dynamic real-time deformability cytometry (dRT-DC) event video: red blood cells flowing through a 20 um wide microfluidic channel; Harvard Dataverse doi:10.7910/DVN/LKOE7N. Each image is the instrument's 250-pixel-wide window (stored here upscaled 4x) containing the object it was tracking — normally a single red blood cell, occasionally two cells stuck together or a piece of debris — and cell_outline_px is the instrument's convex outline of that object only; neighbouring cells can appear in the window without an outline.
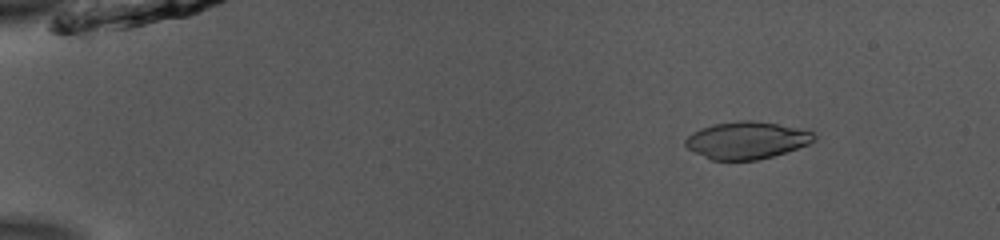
{"species": "common noctule bat (a hibernating species)", "species_latin": "Nyctalus noctula", "temperature_condition": "room temperature", "stored_images_in_passage": 52, "camera_frame_rate_fps": 3000, "um_per_image_px": 0.085, "animal": {"sex": "male", "body_mass_g": 13.0, "forearm_length_mm": 53.1}, "frame": {"image": 1, "passage_image": 7, "time_ms": 2.0, "image_size_px": [1000, 240], "cell_outline_px": [[820, 132], [816, 140], [808, 144], [772, 156], [756, 160], [712, 160], [688, 148], [684, 144], [684, 140], [692, 132], [700, 128], [716, 124], [736, 120], [752, 120], [776, 124]], "centroid_in_image_um": [63.51, 11.91], "position_along_channel_um": 21.5, "area_um2": 27.92}}
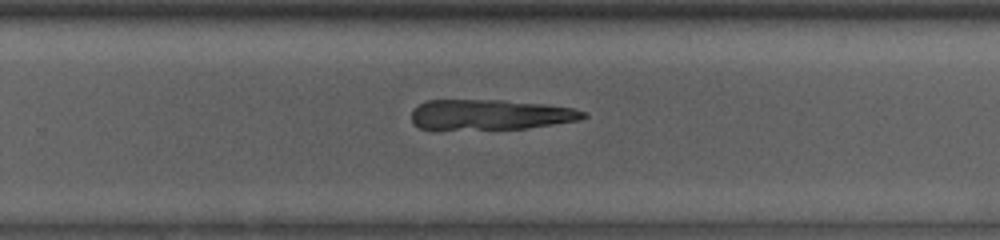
{"frame": {"image": 2, "passage_image": 35, "time_ms": 11.333, "image_size_px": [1000, 240], "cell_outline_px": [[588, 116], [580, 120], [528, 128], [436, 132], [432, 132], [420, 128], [412, 124], [412, 112], [420, 104], [428, 100], [500, 100], [540, 104], [572, 108], [584, 112]], "centroid_in_image_um": [41.55, 9.8], "position_along_channel_um": 288.2, "area_um2": 31.21}}
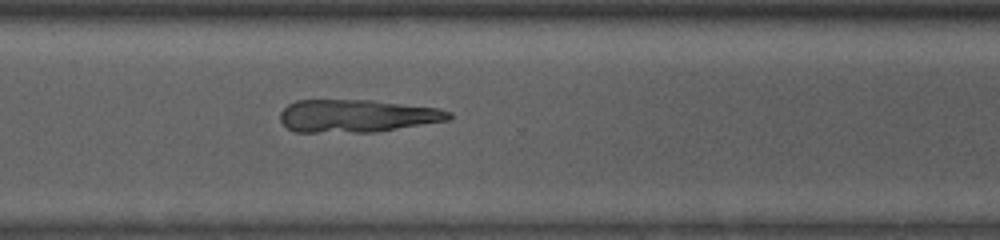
{"frame": {"image": 3, "passage_image": 39, "time_ms": 12.667, "image_size_px": [1000, 240], "cell_outline_px": [[452, 116], [448, 120], [376, 132], [296, 132], [288, 128], [280, 120], [280, 112], [288, 104], [296, 100], [368, 100], [436, 108], [452, 112]], "centroid_in_image_um": [30.3, 9.85], "position_along_channel_um": 340.3, "area_um2": 31.96}}